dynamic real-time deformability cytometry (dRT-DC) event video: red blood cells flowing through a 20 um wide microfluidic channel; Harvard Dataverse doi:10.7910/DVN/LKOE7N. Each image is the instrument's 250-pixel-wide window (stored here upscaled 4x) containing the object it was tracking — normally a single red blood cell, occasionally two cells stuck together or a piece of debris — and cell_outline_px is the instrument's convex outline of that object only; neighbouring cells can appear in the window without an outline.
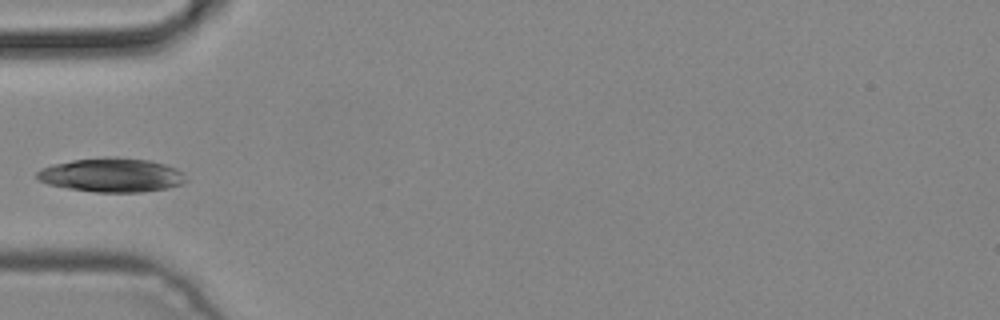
{"species": "common noctule bat (a hibernating species)", "species_latin": "Nyctalus noctula", "temperature_condition": "cold", "stored_images_in_passage": 3, "camera_frame_rate_fps": 3000, "um_per_image_px": 0.085, "animal": {"sex": "male", "body_mass_g": 19.2, "forearm_length_mm": 51.8}, "frame": {"image": 1, "passage_image": 3, "time_ms": 0.667, "image_size_px": [1000, 320], "cell_outline_px": [[188, 180], [184, 184], [168, 188], [140, 192], [96, 192], [68, 188], [48, 184], [40, 180], [36, 176], [36, 172], [40, 168], [52, 164], [72, 160], [104, 156], [116, 156], [148, 160], [164, 164], [176, 168]], "centroid_in_image_um": [9.48, 14.87], "position_along_channel_um": 75.5, "area_um2": 29.71}}